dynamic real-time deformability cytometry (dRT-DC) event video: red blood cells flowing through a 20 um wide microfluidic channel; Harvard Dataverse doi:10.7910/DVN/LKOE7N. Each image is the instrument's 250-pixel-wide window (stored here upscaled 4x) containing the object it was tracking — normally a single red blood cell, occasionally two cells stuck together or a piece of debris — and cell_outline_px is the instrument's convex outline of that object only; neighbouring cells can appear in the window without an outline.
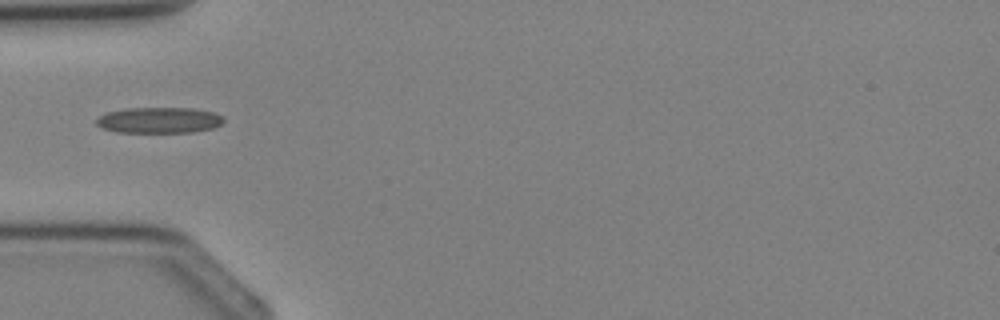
{"species": "Egyptian fruit bat (a non-hibernating species)", "species_latin": "Rousettus aegyptiacus", "temperature_condition": "cold", "stored_images_in_passage": 1, "camera_frame_rate_fps": 3000, "um_per_image_px": 0.085, "animal": {"sex": "female"}, "frame": {"image": 1, "passage_image": 1, "time_ms": 0.0, "image_size_px": [1000, 320], "cell_outline_px": [[224, 120], [220, 124], [212, 128], [192, 132], [116, 132], [100, 128], [96, 124], [96, 120], [100, 116], [108, 112], [124, 108], [192, 108], [216, 112]], "centroid_in_image_um": [13.5, 10.21], "position_along_channel_um": 71.5, "area_um2": 19.19}}